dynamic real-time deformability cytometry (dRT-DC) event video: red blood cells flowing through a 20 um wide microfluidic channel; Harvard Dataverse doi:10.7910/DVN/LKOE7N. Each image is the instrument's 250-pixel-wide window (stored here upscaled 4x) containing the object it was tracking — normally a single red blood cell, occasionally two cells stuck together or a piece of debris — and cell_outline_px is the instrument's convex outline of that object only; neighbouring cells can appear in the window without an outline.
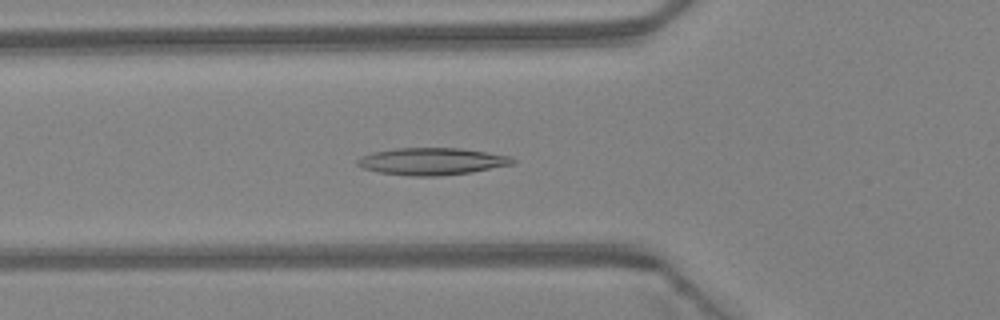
{"species": "Egyptian fruit bat (a non-hibernating species)", "species_latin": "Rousettus aegyptiacus", "temperature_condition": "warm", "stored_images_in_passage": 36, "camera_frame_rate_fps": 3000, "um_per_image_px": 0.085, "animal": {"sex": "female"}, "frame": {"image": 1, "passage_image": 9, "time_ms": 2.667, "image_size_px": [1000, 320], "cell_outline_px": [[516, 160], [512, 164], [472, 172], [440, 176], [412, 176], [380, 172], [364, 168], [356, 164], [356, 160], [360, 156], [372, 152], [396, 148], [460, 148], [488, 152], [512, 156]], "centroid_in_image_um": [36.72, 13.71], "position_along_channel_um": 89.1, "area_um2": 24.57}}
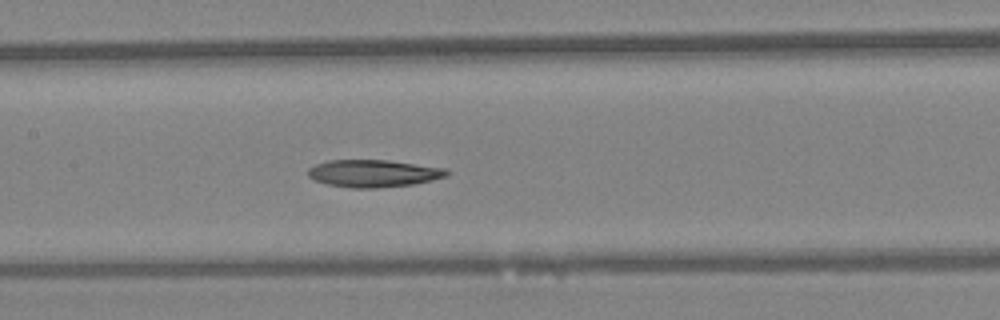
{"frame": {"image": 2, "passage_image": 15, "time_ms": 4.667, "image_size_px": [1000, 320], "cell_outline_px": [[448, 176], [432, 180], [412, 184], [376, 188], [352, 188], [328, 184], [316, 180], [308, 176], [308, 168], [316, 164], [328, 160], [388, 160], [448, 168]], "centroid_in_image_um": [31.77, 14.73], "position_along_channel_um": 175.6, "area_um2": 22.08}}
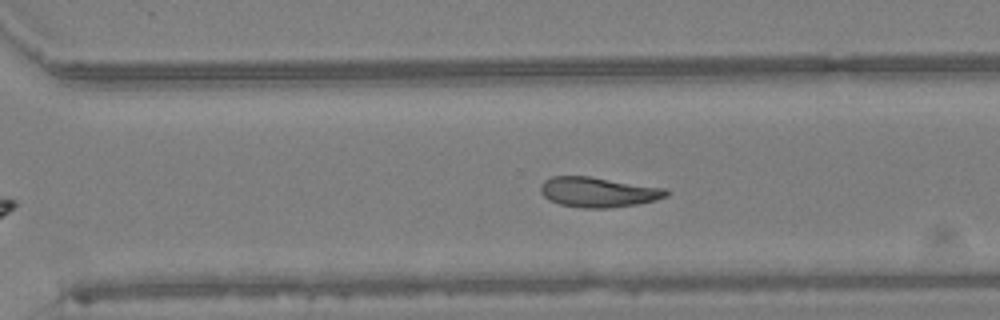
{"frame": {"image": 3, "passage_image": 25, "time_ms": 8.0, "image_size_px": [1000, 320], "cell_outline_px": [[668, 196], [656, 200], [636, 204], [608, 208], [584, 208], [560, 204], [548, 200], [540, 192], [540, 184], [544, 180], [552, 176], [588, 176], [664, 188], [668, 192]], "centroid_in_image_um": [50.8, 16.33], "position_along_channel_um": 319.8, "area_um2": 21.91}}